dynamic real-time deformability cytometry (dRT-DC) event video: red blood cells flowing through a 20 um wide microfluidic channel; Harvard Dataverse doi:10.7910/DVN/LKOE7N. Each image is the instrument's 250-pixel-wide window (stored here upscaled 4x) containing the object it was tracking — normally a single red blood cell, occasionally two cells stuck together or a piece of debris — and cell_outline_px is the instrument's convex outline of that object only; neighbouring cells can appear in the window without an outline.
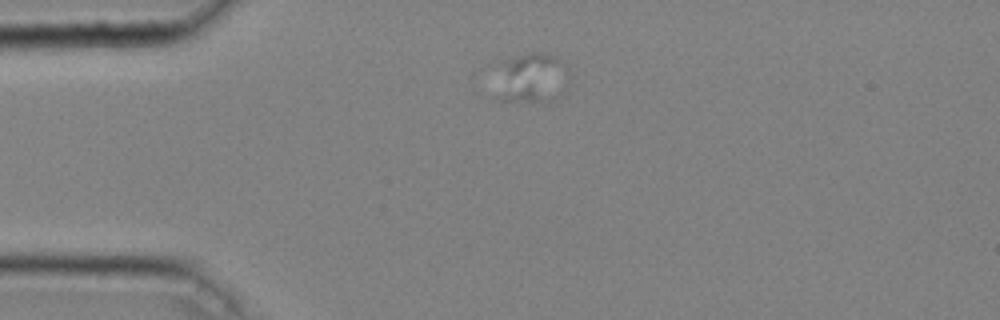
{"species": "common noctule bat (a hibernating species)", "species_latin": "Nyctalus noctula", "temperature_condition": "cold", "stored_images_in_passage": 13, "camera_frame_rate_fps": 3000, "um_per_image_px": 0.085, "animal": {"sex": "male", "body_mass_g": 20.4}, "frame": {"image": 1, "passage_image": 4, "time_ms": 1.0, "image_size_px": [1000, 320], "cell_outline_px": [[568, 92], [548, 104], [492, 100], [492, 64], [500, 60], [528, 52], [548, 52], [556, 56], [568, 64]], "centroid_in_image_um": [45.05, 6.66], "position_along_channel_um": 40.0, "area_um2": 24.68}}
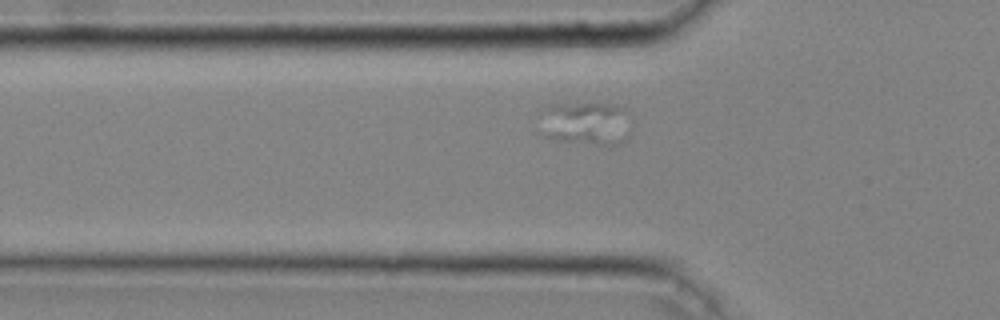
{"frame": {"image": 2, "passage_image": 9, "time_ms": 2.667, "image_size_px": [1000, 320], "cell_outline_px": [[632, 132], [620, 144], [612, 148], [552, 140], [536, 132], [548, 104], [612, 104], [624, 108], [632, 120]], "centroid_in_image_um": [49.84, 10.56], "position_along_channel_um": 76.0, "area_um2": 24.45}}